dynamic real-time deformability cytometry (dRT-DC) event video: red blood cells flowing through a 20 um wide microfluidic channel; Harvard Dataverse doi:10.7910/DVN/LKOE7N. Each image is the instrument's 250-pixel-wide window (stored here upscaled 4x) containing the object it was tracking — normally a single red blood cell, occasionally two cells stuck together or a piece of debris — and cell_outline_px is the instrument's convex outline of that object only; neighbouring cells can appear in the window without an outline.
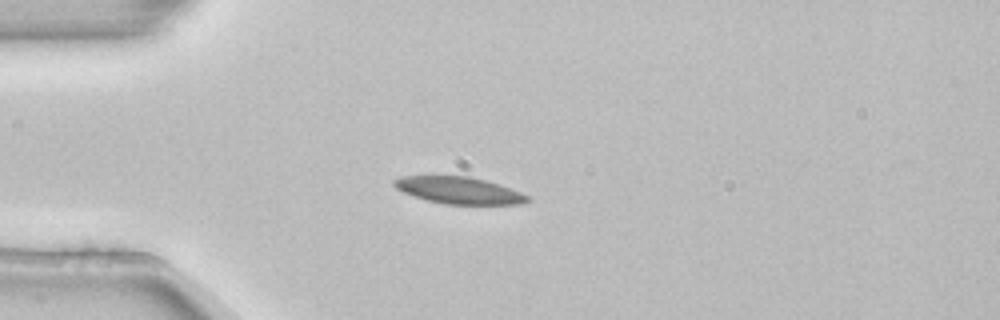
{"species": "common noctule bat (a hibernating species)", "species_latin": "Nyctalus noctula", "temperature_condition": "room temperature", "stored_images_in_passage": 2, "camera_frame_rate_fps": 3000, "um_per_image_px": 0.085, "animal": {"sex": "female", "body_mass_g": 22.7, "forearm_length_mm": 54.2}, "frame": {"image": 1, "passage_image": 1, "time_ms": 0.0, "image_size_px": [1000, 320], "cell_outline_px": [[532, 200], [520, 204], [444, 204], [428, 200], [404, 192], [396, 188], [392, 184], [392, 180], [400, 176], [468, 176], [484, 180], [520, 192], [528, 196]], "centroid_in_image_um": [38.98, 16.18], "position_along_channel_um": 46.0, "area_um2": 20.58}}
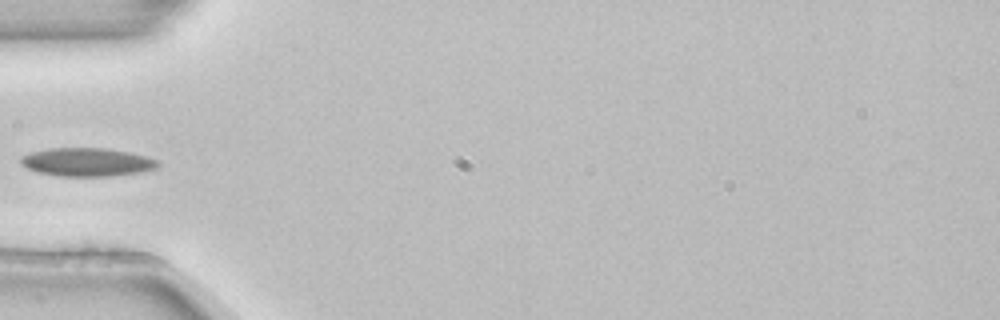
{"frame": {"image": 2, "passage_image": 2, "time_ms": 0.333, "image_size_px": [1000, 320], "cell_outline_px": [[160, 164], [156, 168], [140, 172], [112, 176], [60, 176], [36, 172], [20, 164], [20, 156], [32, 152], [48, 148], [108, 148], [128, 152], [144, 156], [156, 160]], "centroid_in_image_um": [7.36, 13.78], "position_along_channel_um": 77.6, "area_um2": 22.66}}